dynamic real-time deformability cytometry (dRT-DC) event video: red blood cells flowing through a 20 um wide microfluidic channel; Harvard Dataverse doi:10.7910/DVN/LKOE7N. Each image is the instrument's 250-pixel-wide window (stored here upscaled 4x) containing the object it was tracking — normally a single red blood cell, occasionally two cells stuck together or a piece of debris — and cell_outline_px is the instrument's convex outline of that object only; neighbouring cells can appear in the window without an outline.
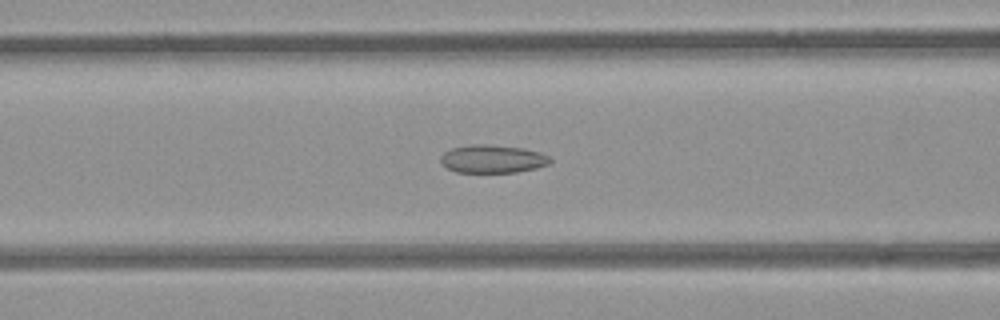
{"species": "common noctule bat (a hibernating species)", "species_latin": "Nyctalus noctula", "temperature_condition": "room temperature", "stored_images_in_passage": 41, "camera_frame_rate_fps": 3000, "um_per_image_px": 0.085, "animal": {"sex": "female", "body_mass_g": 21.9}, "frame": {"image": 1, "passage_image": 9, "time_ms": 2.667, "image_size_px": [1000, 320], "cell_outline_px": [[552, 160], [548, 164], [536, 168], [516, 172], [456, 172], [448, 168], [440, 160], [440, 156], [444, 152], [452, 148], [472, 144], [488, 144], [524, 148], [540, 152], [548, 156]], "centroid_in_image_um": [41.87, 13.5], "position_along_channel_um": 124.7, "area_um2": 17.86}}
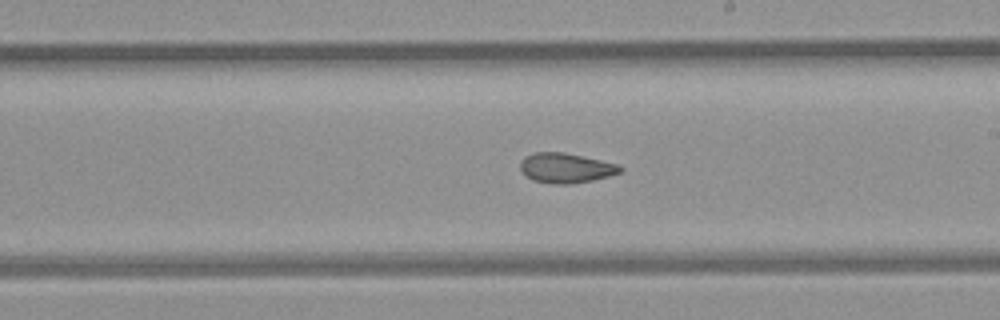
{"frame": {"image": 2, "passage_image": 18, "time_ms": 5.667, "image_size_px": [1000, 320], "cell_outline_px": [[624, 172], [592, 180], [572, 184], [552, 184], [532, 180], [524, 176], [520, 168], [520, 160], [524, 156], [532, 152], [564, 152], [616, 164], [624, 168]], "centroid_in_image_um": [48.05, 14.28], "position_along_channel_um": 241.0, "area_um2": 17.57}}
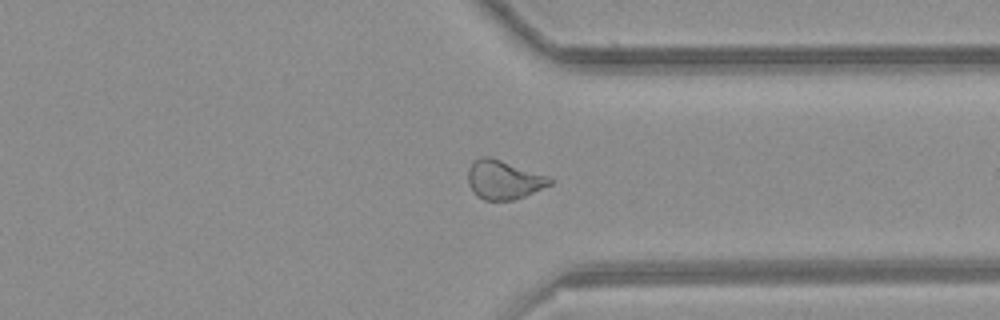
{"frame": {"image": 3, "passage_image": 28, "time_ms": 9.0, "image_size_px": [1000, 320], "cell_outline_px": [[552, 184], [524, 196], [512, 200], [484, 200], [476, 196], [472, 192], [468, 184], [468, 168], [472, 160], [480, 156], [488, 156], [548, 176], [552, 180]], "centroid_in_image_um": [42.75, 15.28], "position_along_channel_um": 368.6, "area_um2": 18.55}, "authors_computed_cell_mechanics": {"area_um2": 18.5538, "velocity_mm_per_s": 3.8776, "shape_relaxation_time_tau1_ms": null, "shape_relaxation_time_tau2_ms": 2.7932, "deformation_change_tau1": null, "deformation_change_tau2": 0.0961}}